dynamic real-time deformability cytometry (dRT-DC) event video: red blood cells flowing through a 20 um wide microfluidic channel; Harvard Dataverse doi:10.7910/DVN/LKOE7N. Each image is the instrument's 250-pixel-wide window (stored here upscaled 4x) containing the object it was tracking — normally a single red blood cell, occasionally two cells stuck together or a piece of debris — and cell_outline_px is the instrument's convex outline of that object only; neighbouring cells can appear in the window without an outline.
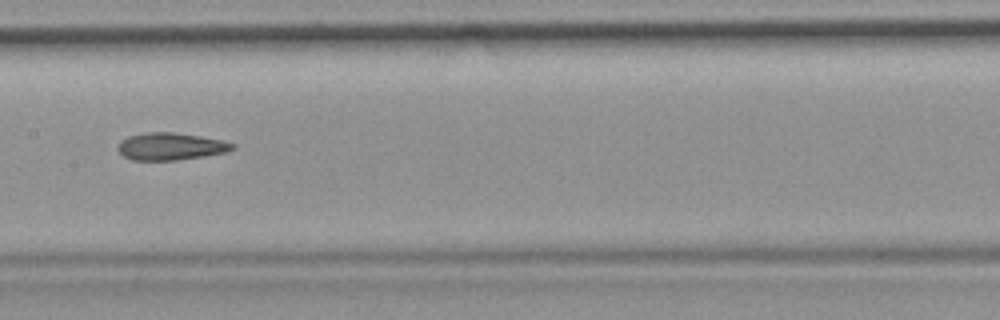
{"species": "common noctule bat (a hibernating species)", "species_latin": "Nyctalus noctula", "temperature_condition": "room temperature", "stored_images_in_passage": 8, "camera_frame_rate_fps": 3000, "um_per_image_px": 0.085, "animal": {"sex": "female", "body_mass_g": 19.9}, "frame": {"image": 1, "passage_image": 8, "time_ms": 8.0, "image_size_px": [1000, 320], "cell_outline_px": [[236, 148], [228, 152], [204, 156], [176, 160], [132, 160], [124, 156], [116, 148], [120, 140], [128, 136], [144, 132], [172, 132], [200, 136], [224, 140], [236, 144]], "centroid_in_image_um": [14.52, 12.44], "position_along_channel_um": 192.9, "area_um2": 18.44}}